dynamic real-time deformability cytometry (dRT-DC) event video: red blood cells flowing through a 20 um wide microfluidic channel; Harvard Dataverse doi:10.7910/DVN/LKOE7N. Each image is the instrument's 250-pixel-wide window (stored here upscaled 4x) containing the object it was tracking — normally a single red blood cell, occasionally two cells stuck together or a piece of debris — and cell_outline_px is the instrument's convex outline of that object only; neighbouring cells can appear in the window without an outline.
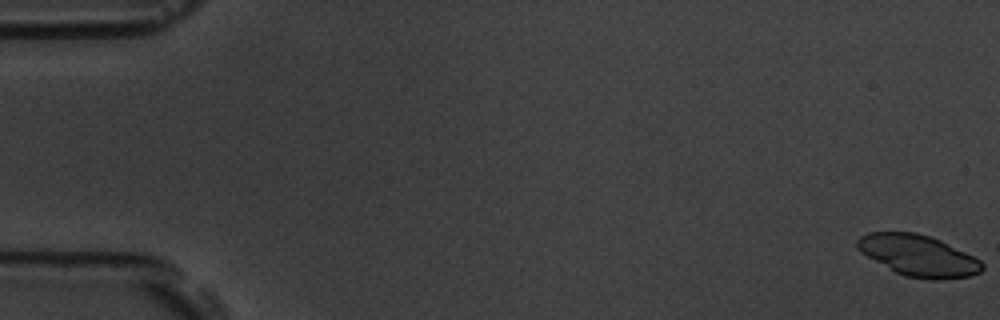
{"species": "common noctule bat (a hibernating species)", "species_latin": "Nyctalus noctula", "temperature_condition": "room temperature", "stored_images_in_passage": 18, "camera_frame_rate_fps": 3000, "um_per_image_px": 0.085, "animal": {"sex": "male", "body_mass_g": 19.5, "forearm_length_mm": 54.6}, "frame": {"image": 1, "passage_image": 1, "time_ms": 0.0, "image_size_px": [1000, 320], "cell_outline_px": [[984, 268], [980, 272], [972, 276], [940, 280], [932, 280], [904, 276], [896, 272], [860, 252], [856, 248], [856, 240], [860, 236], [868, 232], [916, 232], [940, 240], [980, 260], [984, 264]], "centroid_in_image_um": [78.05, 21.73], "position_along_channel_um": 7.0, "area_um2": 29.94}}
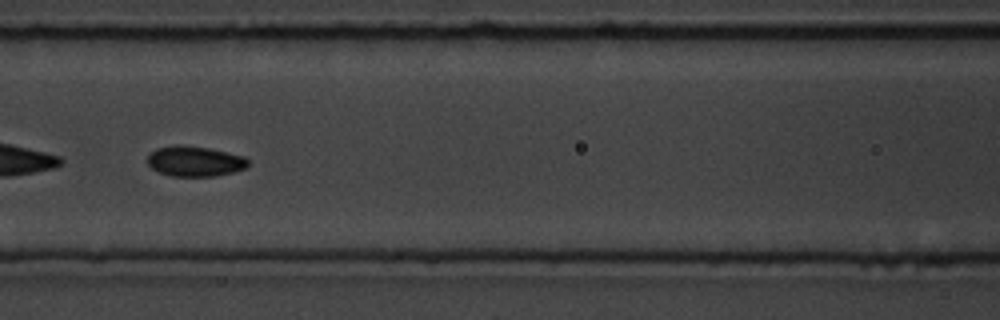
{"frame": {"image": 2, "passage_image": 8, "time_ms": 8.333, "image_size_px": [1000, 320], "cell_outline_px": [[248, 168], [216, 176], [172, 176], [160, 172], [152, 168], [148, 164], [148, 156], [156, 148], [208, 148], [244, 156], [248, 160]], "centroid_in_image_um": [16.63, 13.76], "position_along_channel_um": 150.0, "area_um2": 16.94}}
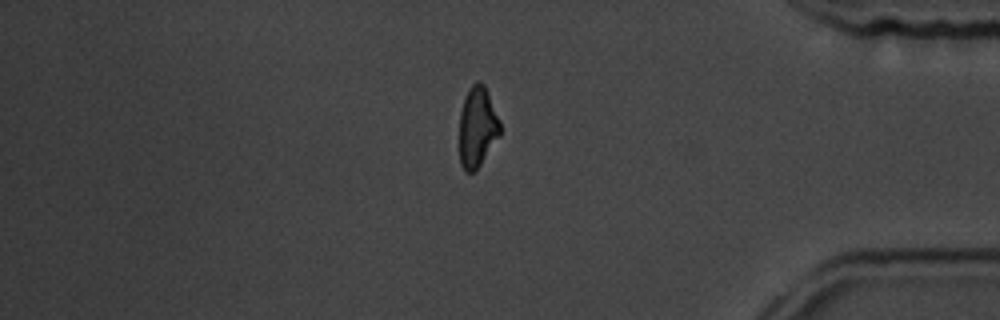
{"frame": {"image": 3, "passage_image": 18, "time_ms": 19.667, "image_size_px": [1000, 320], "cell_outline_px": [[500, 136], [476, 172], [464, 172], [460, 164], [460, 112], [468, 88], [476, 80], [480, 80], [484, 84], [500, 120]], "centroid_in_image_um": [40.58, 10.82], "position_along_channel_um": 394.6, "area_um2": 19.36}, "authors_computed_cell_mechanics": {"area_um2": 17.8891, "velocity_mm_per_s": 3.6628, "shape_relaxation_time_tau1_ms": 3.1743, "shape_relaxation_time_tau2_ms": 2.554, "deformation_change_tau1": 0.0723, "deformation_change_tau2": 0.0368}}